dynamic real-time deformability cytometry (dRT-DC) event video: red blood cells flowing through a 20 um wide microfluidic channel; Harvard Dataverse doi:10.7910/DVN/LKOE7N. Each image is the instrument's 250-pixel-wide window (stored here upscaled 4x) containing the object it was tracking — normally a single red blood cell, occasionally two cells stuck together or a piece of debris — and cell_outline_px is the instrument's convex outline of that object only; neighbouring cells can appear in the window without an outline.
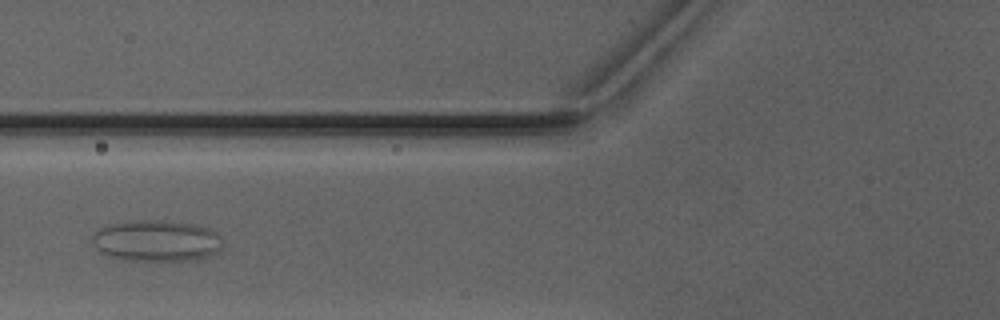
{"species": "Egyptian fruit bat (a non-hibernating species)", "species_latin": "Rousettus aegyptiacus", "temperature_condition": "warm", "stored_images_in_passage": 6, "camera_frame_rate_fps": 3000, "um_per_image_px": 0.085, "animal": {"sex": "male"}, "frame": {"image": 1, "passage_image": 6, "time_ms": 7.0, "image_size_px": [1000, 320], "cell_outline_px": [[220, 248], [216, 252], [200, 260], [136, 260], [112, 256], [96, 248], [92, 240], [92, 236], [100, 228], [108, 224], [140, 220], [156, 220], [196, 224], [220, 232]], "centroid_in_image_um": [13.35, 20.45], "position_along_channel_um": 112.4, "area_um2": 31.04}}